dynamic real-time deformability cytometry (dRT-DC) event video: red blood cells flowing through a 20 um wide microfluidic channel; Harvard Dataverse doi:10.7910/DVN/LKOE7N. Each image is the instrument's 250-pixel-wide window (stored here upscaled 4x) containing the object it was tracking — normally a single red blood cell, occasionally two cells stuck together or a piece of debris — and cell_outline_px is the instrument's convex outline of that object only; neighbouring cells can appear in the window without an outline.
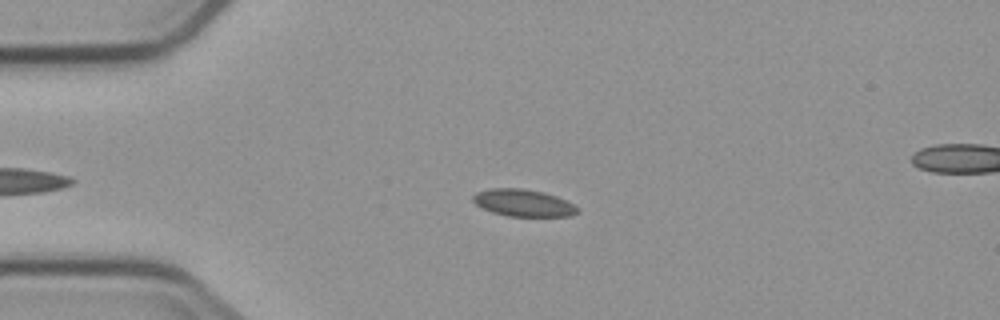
{"species": "common noctule bat (a hibernating species)", "species_latin": "Nyctalus noctula", "temperature_condition": "cold", "stored_images_in_passage": 5, "segment_of_instrument_passage": [1, 2], "camera_frame_rate_fps": 3000, "um_per_image_px": 0.085, "animal": {"sex": "male", "body_mass_g": 23.1, "forearm_length_mm": 52.7}, "frame": {"image": 1, "passage_image": 3, "time_ms": 3.333, "image_size_px": [1000, 320], "cell_outline_px": [[580, 212], [572, 216], [508, 216], [492, 212], [476, 204], [472, 200], [472, 196], [476, 192], [488, 188], [524, 188], [544, 192], [556, 196], [580, 208]], "centroid_in_image_um": [44.49, 17.24], "position_along_channel_um": 40.5, "area_um2": 16.59}}